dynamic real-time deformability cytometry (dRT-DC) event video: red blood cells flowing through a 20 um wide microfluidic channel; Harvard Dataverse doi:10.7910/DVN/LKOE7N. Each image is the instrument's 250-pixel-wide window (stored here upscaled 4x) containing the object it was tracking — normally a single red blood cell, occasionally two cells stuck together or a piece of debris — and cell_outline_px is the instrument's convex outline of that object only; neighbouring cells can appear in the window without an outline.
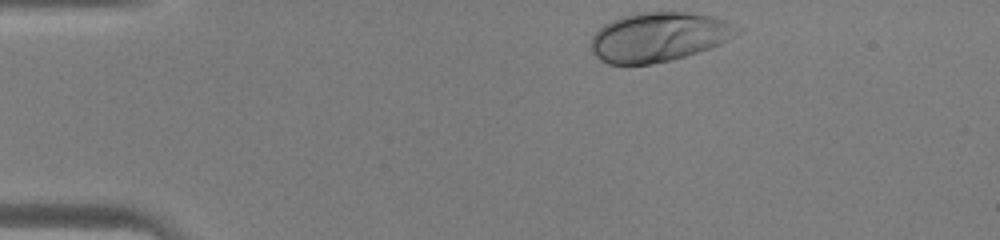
{"species": "human", "species_latin": "Homo sapiens", "temperature_condition": "warm", "stored_images_in_passage": 30, "camera_frame_rate_fps": 3000, "um_per_image_px": 0.085, "donor": {"sex": "male"}, "frame": {"image": 1, "passage_image": 1, "time_ms": 0.0, "image_size_px": [1000, 240], "cell_outline_px": [[744, 28], [740, 32], [720, 44], [672, 60], [652, 64], [608, 64], [600, 60], [592, 52], [588, 44], [592, 36], [604, 24], [620, 16], [636, 12], [684, 12], [712, 16], [724, 20]], "centroid_in_image_um": [55.96, 3.14], "position_along_channel_um": 29.0, "area_um2": 42.19}}
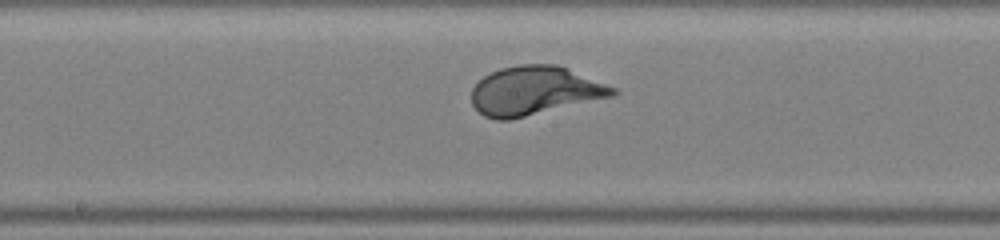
{"frame": {"image": 2, "passage_image": 17, "time_ms": 5.333, "image_size_px": [1000, 240], "cell_outline_px": [[620, 92], [616, 96], [508, 120], [496, 120], [484, 116], [472, 104], [472, 88], [484, 76], [500, 68], [520, 64], [556, 64], [616, 88]], "centroid_in_image_um": [45.46, 7.72], "position_along_channel_um": 202.7, "area_um2": 40.0}}
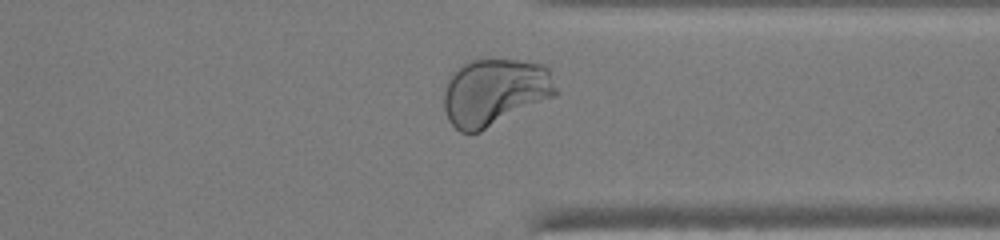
{"frame": {"image": 3, "passage_image": 28, "time_ms": 9.0, "image_size_px": [1000, 240], "cell_outline_px": [[560, 92], [556, 96], [480, 132], [460, 132], [448, 120], [444, 108], [444, 92], [452, 72], [468, 60], [516, 60], [544, 64], [548, 68]], "centroid_in_image_um": [42.09, 7.83], "position_along_channel_um": 369.3, "area_um2": 44.04}}